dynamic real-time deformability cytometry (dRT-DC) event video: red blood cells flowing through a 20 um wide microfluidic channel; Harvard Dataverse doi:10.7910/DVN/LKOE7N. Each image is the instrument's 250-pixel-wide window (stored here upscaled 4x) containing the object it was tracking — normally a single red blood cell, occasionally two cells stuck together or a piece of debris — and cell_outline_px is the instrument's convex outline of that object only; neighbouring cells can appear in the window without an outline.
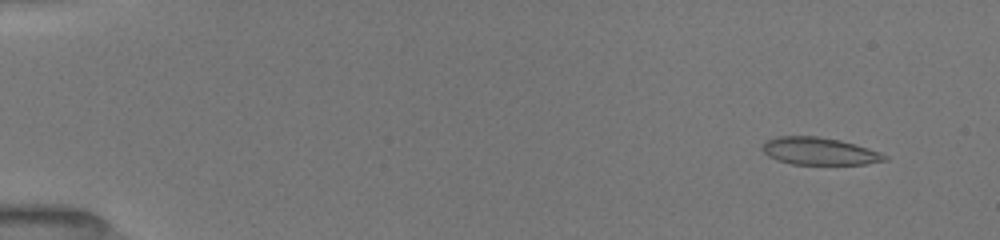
{"species": "common noctule bat (a hibernating species)", "species_latin": "Nyctalus noctula", "temperature_condition": "room temperature", "stored_images_in_passage": 41, "camera_frame_rate_fps": 3000, "um_per_image_px": 0.085, "animal": {"sex": "female", "body_mass_g": 19.5, "forearm_length_mm": 54.1}, "frame": {"image": 1, "passage_image": 4, "time_ms": 1.0, "image_size_px": [1000, 240], "cell_outline_px": [[888, 160], [864, 164], [792, 164], [768, 156], [760, 148], [768, 140], [776, 136], [816, 136], [840, 140], [856, 144], [880, 152], [888, 156]], "centroid_in_image_um": [69.66, 12.84], "position_along_channel_um": 15.3, "area_um2": 19.42}}
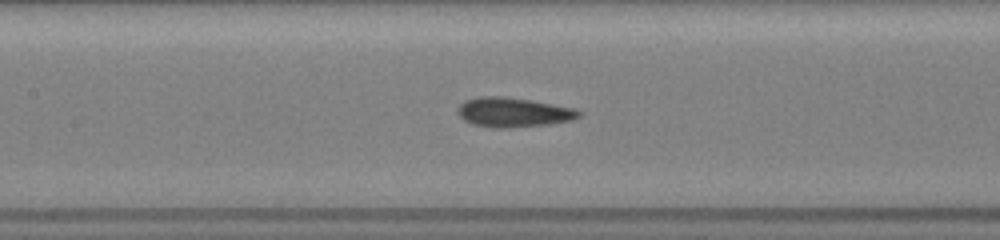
{"frame": {"image": 2, "passage_image": 24, "time_ms": 8.0, "image_size_px": [1000, 240], "cell_outline_px": [[580, 116], [572, 120], [548, 124], [512, 128], [496, 128], [472, 124], [464, 120], [456, 112], [456, 108], [464, 100], [480, 96], [504, 96], [532, 100], [576, 108], [580, 112]], "centroid_in_image_um": [43.6, 9.54], "position_along_channel_um": 163.8, "area_um2": 21.1}}
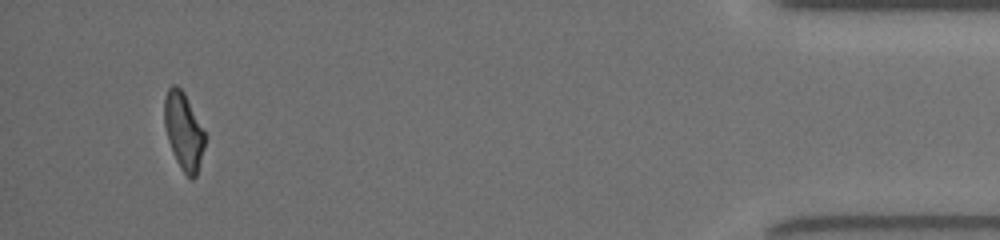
{"frame": {"image": 3, "passage_image": 41, "time_ms": 16.0, "image_size_px": [1000, 240], "cell_outline_px": [[208, 136], [196, 176], [192, 180], [180, 168], [172, 152], [168, 140], [164, 124], [164, 96], [168, 88], [172, 84], [176, 84], [184, 92]], "centroid_in_image_um": [15.62, 11.13], "position_along_channel_um": 419.6, "area_um2": 18.61}, "authors_computed_cell_mechanics": {"area_um2": 19.8254, "velocity_mm_per_s": 4.0204, "shape_relaxation_time_tau1_ms": null, "shape_relaxation_time_tau2_ms": 2.1946, "deformation_change_tau1": null, "deformation_change_tau2": 0.0978}}